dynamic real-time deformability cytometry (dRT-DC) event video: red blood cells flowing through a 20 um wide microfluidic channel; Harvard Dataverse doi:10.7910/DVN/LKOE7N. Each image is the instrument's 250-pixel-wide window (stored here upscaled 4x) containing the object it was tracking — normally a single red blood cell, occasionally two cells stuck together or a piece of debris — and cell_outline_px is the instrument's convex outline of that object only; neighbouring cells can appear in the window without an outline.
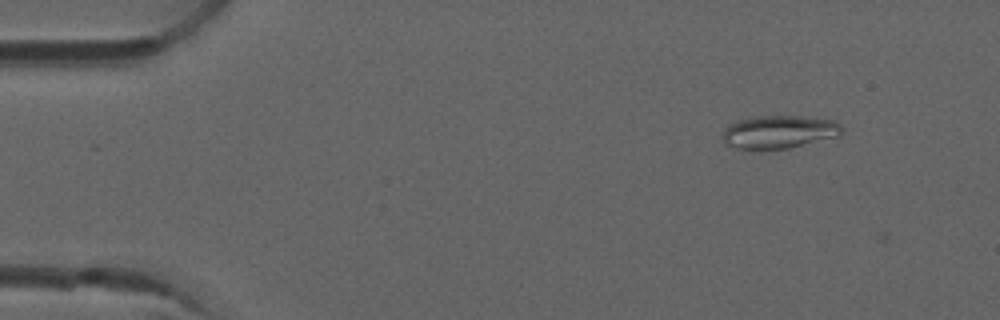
{"species": "common noctule bat (a hibernating species)", "species_latin": "Nyctalus noctula", "temperature_condition": "room temperature", "stored_images_in_passage": 8, "camera_frame_rate_fps": 3000, "um_per_image_px": 0.085, "animal": {"sex": "male", "forearm_length_mm": 52.5}, "frame": {"image": 1, "passage_image": 5, "time_ms": 1.333, "image_size_px": [1000, 320], "cell_outline_px": [[844, 132], [840, 136], [788, 148], [756, 152], [736, 148], [724, 144], [724, 128], [728, 124], [740, 120], [756, 116], [804, 116], [836, 120], [840, 124]], "centroid_in_image_um": [66.22, 11.24], "position_along_channel_um": 18.8, "area_um2": 23.64}}